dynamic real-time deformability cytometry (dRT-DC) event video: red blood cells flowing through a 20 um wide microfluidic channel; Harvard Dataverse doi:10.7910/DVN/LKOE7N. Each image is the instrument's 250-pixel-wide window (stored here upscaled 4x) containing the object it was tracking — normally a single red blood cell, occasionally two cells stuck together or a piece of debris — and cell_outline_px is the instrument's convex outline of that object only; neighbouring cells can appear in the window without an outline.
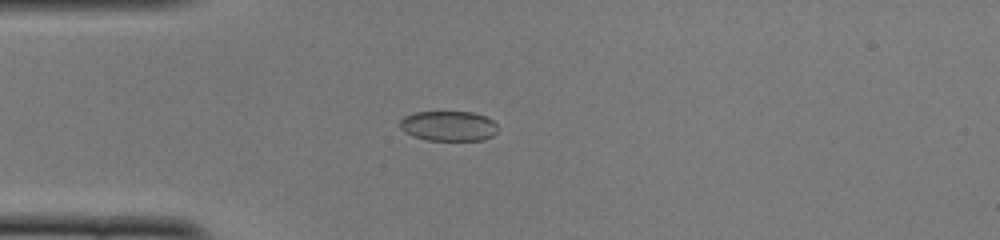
{"species": "common noctule bat (a hibernating species)", "species_latin": "Nyctalus noctula", "temperature_condition": "cold", "stored_images_in_passage": 52, "camera_frame_rate_fps": 3000, "um_per_image_px": 0.085, "animal": {"sex": "female", "body_mass_g": 22.0, "forearm_length_mm": 56.7}, "frame": {"image": 1, "passage_image": 14, "time_ms": 4.333, "image_size_px": [1000, 240], "cell_outline_px": [[496, 132], [492, 136], [484, 140], [428, 140], [412, 136], [404, 132], [400, 128], [400, 120], [404, 116], [416, 112], [472, 112], [484, 116], [492, 120], [496, 124]], "centroid_in_image_um": [38.1, 10.71], "position_along_channel_um": 46.9, "area_um2": 17.11}}
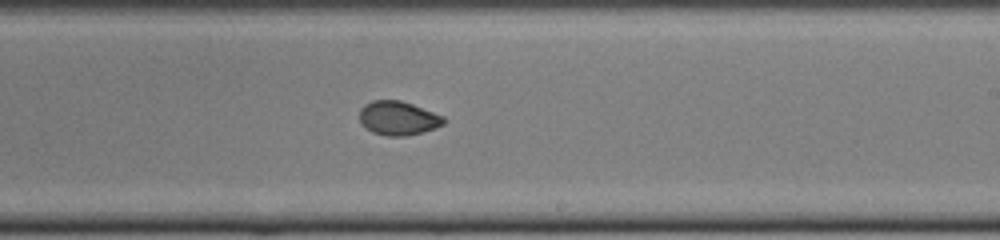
{"frame": {"image": 2, "passage_image": 31, "time_ms": 10.0, "image_size_px": [1000, 240], "cell_outline_px": [[448, 120], [444, 124], [424, 132], [408, 136], [388, 136], [372, 132], [360, 120], [360, 108], [364, 104], [372, 100], [400, 100], [412, 104], [444, 116]], "centroid_in_image_um": [33.88, 10.04], "position_along_channel_um": 255.1, "area_um2": 16.7}}
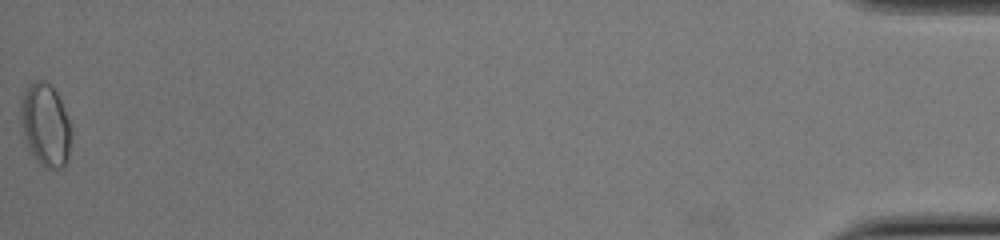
{"frame": {"image": 3, "passage_image": 52, "time_ms": 17.0, "image_size_px": [1000, 240], "cell_outline_px": [[72, 128], [68, 160], [64, 168], [48, 168], [40, 164], [36, 160], [24, 136], [20, 116], [20, 104], [24, 92], [36, 80], [44, 80], [56, 92], [60, 100]], "centroid_in_image_um": [3.89, 10.65], "position_along_channel_um": 431.3, "area_um2": 24.04}, "authors_computed_cell_mechanics": {"area_um2": 17.3689, "velocity_mm_per_s": 3.9043, "shape_relaxation_time_tau1_ms": 4.4013, "shape_relaxation_time_tau2_ms": 1.0702, "deformation_change_tau1": 0.1203, "deformation_change_tau2": 0.0492}}